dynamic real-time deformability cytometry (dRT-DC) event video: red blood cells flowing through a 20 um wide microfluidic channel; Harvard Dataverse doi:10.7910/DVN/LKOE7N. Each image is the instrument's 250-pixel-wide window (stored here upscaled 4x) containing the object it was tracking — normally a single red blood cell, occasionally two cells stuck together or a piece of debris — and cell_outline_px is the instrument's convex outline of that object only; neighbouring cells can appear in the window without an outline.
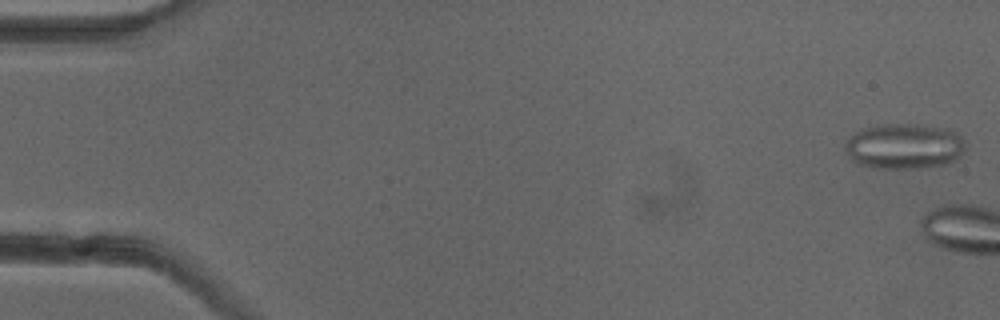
{"species": "common noctule bat (a hibernating species)", "species_latin": "Nyctalus noctula", "temperature_condition": "cold", "stored_images_in_passage": 4, "camera_frame_rate_fps": 3000, "um_per_image_px": 0.085, "animal": {"sex": "female"}, "frame": {"image": 1, "passage_image": 1, "time_ms": 0.0, "image_size_px": [1000, 320], "cell_outline_px": [[964, 148], [952, 160], [944, 164], [920, 168], [876, 168], [860, 164], [852, 160], [844, 148], [844, 144], [860, 128], [888, 124], [916, 124], [948, 128], [956, 132], [964, 140]], "centroid_in_image_um": [76.83, 12.41], "position_along_channel_um": 8.2, "area_um2": 31.56}}